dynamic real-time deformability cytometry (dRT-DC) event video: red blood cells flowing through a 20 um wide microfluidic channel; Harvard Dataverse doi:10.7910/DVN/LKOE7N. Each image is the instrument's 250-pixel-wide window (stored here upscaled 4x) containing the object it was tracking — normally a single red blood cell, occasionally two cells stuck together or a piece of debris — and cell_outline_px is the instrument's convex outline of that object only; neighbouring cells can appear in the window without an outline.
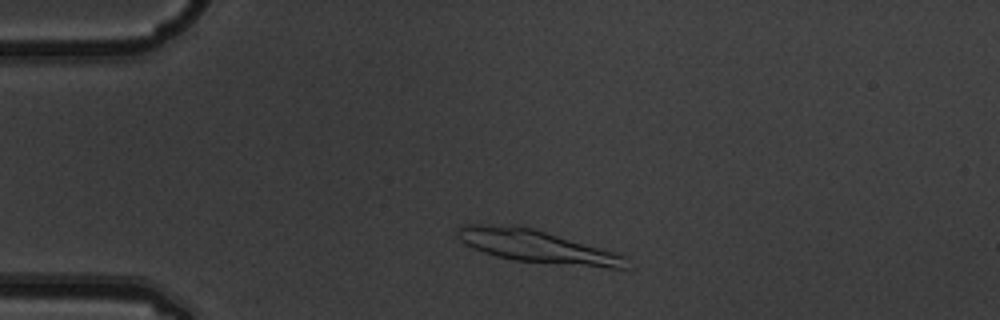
{"species": "common noctule bat (a hibernating species)", "species_latin": "Nyctalus noctula", "temperature_condition": "warm", "stored_images_in_passage": 2, "camera_frame_rate_fps": 3000, "um_per_image_px": 0.085, "animal": {"sex": "male", "body_mass_g": 19.5, "forearm_length_mm": 54.6}, "frame": {"image": 1, "passage_image": 2, "time_ms": 0.333, "image_size_px": [1000, 320], "cell_outline_px": [[628, 268], [608, 268], [512, 260], [496, 256], [472, 248], [460, 240], [456, 236], [456, 232], [464, 224], [516, 224], [532, 228], [616, 252], [624, 256]], "centroid_in_image_um": [45.58, 20.93], "position_along_channel_um": 39.4, "area_um2": 32.02}}